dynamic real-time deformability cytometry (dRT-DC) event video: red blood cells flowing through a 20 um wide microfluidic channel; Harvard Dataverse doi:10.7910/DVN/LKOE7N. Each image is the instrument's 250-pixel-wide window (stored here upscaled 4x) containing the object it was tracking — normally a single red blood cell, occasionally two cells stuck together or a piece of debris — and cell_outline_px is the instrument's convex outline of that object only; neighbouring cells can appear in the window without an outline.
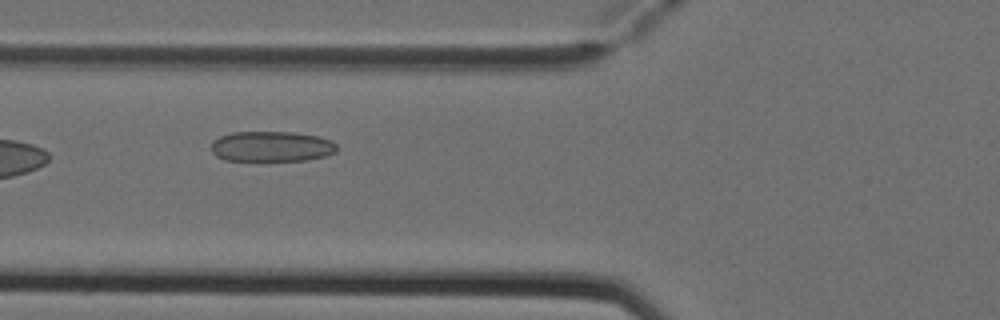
{"species": "Egyptian fruit bat (a non-hibernating species)", "species_latin": "Rousettus aegyptiacus", "temperature_condition": "cold", "stored_images_in_passage": 6, "camera_frame_rate_fps": 3000, "um_per_image_px": 0.085, "animal": {"sex": "female"}, "frame": {"image": 1, "passage_image": 4, "time_ms": 1.0, "image_size_px": [1000, 320], "cell_outline_px": [[336, 152], [324, 156], [304, 160], [224, 160], [216, 156], [212, 152], [212, 140], [220, 136], [232, 132], [292, 132], [320, 136], [332, 140], [336, 144]], "centroid_in_image_um": [23.08, 12.44], "position_along_channel_um": 102.7, "area_um2": 22.25}}
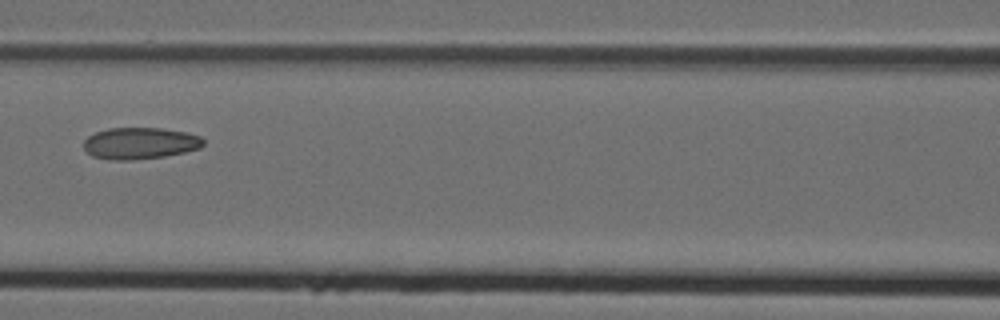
{"frame": {"image": 2, "passage_image": 5, "time_ms": 1.333, "image_size_px": [1000, 320], "cell_outline_px": [[204, 144], [200, 148], [184, 152], [164, 156], [132, 160], [108, 160], [92, 156], [84, 148], [84, 140], [88, 136], [96, 132], [108, 128], [160, 128], [184, 132], [200, 136], [204, 140]], "centroid_in_image_um": [11.88, 12.18], "position_along_channel_um": 154.7, "area_um2": 22.02}}
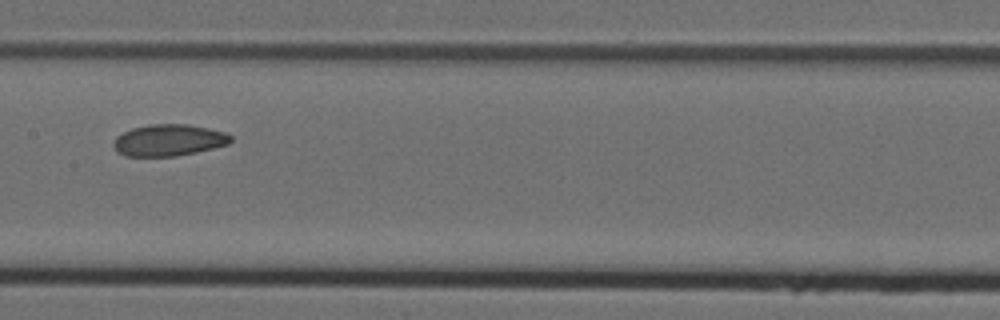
{"frame": {"image": 3, "passage_image": 6, "time_ms": 1.667, "image_size_px": [1000, 320], "cell_outline_px": [[232, 140], [228, 144], [196, 152], [176, 156], [124, 156], [116, 152], [112, 144], [116, 136], [132, 128], [148, 124], [188, 124], [228, 132], [232, 136]], "centroid_in_image_um": [14.33, 11.91], "position_along_channel_um": 193.1, "area_um2": 21.79}}